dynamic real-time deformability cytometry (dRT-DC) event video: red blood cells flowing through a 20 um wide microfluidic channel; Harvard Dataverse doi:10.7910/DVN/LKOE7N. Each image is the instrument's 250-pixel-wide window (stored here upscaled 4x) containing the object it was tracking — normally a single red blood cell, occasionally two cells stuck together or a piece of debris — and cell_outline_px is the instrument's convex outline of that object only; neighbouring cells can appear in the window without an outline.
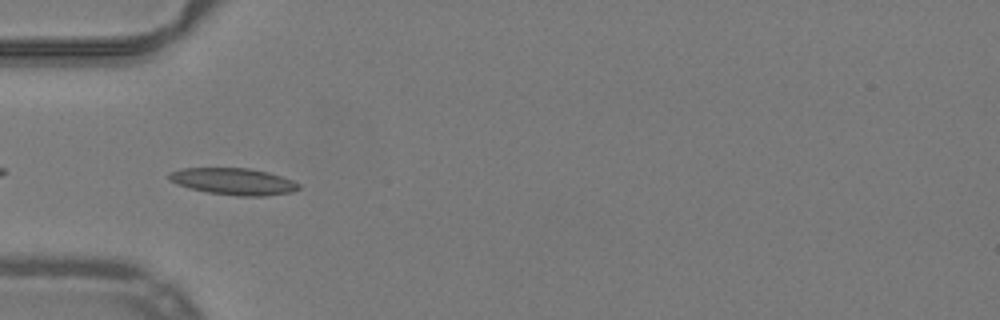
{"species": "common noctule bat (a hibernating species)", "species_latin": "Nyctalus noctula", "temperature_condition": "warm", "stored_images_in_passage": 37, "camera_frame_rate_fps": 3000, "um_per_image_px": 0.085, "animal": {"sex": "male", "body_mass_g": 19.2, "forearm_length_mm": 51.8}, "frame": {"image": 1, "passage_image": 2, "time_ms": 0.333, "image_size_px": [1000, 320], "cell_outline_px": [[300, 188], [292, 192], [264, 196], [236, 196], [208, 192], [176, 184], [168, 180], [168, 172], [180, 168], [248, 168], [268, 172], [292, 180], [300, 184]], "centroid_in_image_um": [19.82, 15.42], "position_along_channel_um": 65.2, "area_um2": 20.23}}
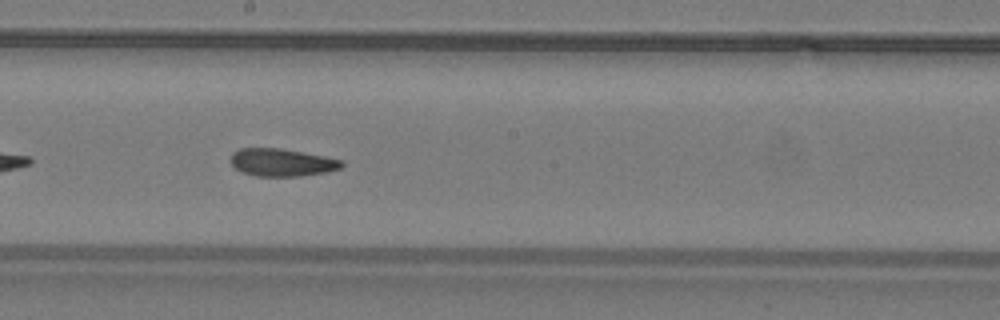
{"frame": {"image": 2, "passage_image": 14, "time_ms": 4.333, "image_size_px": [1000, 320], "cell_outline_px": [[344, 164], [340, 168], [328, 172], [300, 176], [256, 176], [244, 172], [236, 168], [228, 160], [232, 152], [240, 148], [280, 148], [324, 156], [344, 160]], "centroid_in_image_um": [23.95, 13.8], "position_along_channel_um": 224.2, "area_um2": 17.98}}
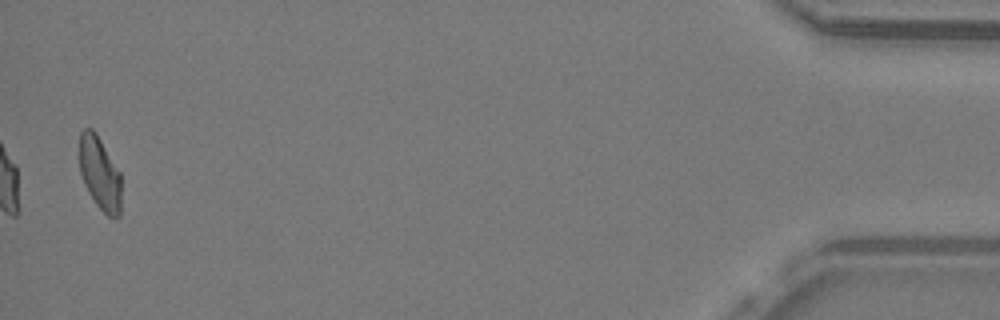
{"frame": {"image": 3, "passage_image": 36, "time_ms": 11.667, "image_size_px": [1000, 320], "cell_outline_px": [[120, 216], [108, 216], [96, 204], [88, 192], [84, 184], [80, 172], [80, 132], [84, 128], [92, 128], [96, 132], [120, 172]], "centroid_in_image_um": [8.47, 14.71], "position_along_channel_um": 426.7, "area_um2": 17.69}, "authors_computed_cell_mechanics": {"area_um2": 18.3804, "velocity_mm_per_s": 3.9905, "shape_relaxation_time_tau1_ms": 6.8201, "shape_relaxation_time_tau2_ms": 4.5915, "deformation_change_tau1": 0.1753, "deformation_change_tau2": 0.0879}}